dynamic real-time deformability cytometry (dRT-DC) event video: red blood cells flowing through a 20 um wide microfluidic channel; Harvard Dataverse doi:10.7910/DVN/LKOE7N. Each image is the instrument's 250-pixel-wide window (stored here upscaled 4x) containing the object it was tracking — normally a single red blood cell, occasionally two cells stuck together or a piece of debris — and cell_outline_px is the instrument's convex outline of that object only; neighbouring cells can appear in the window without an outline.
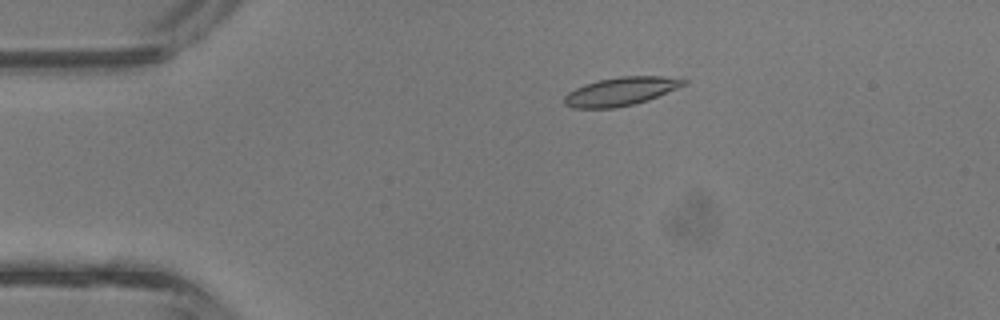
{"species": "common noctule bat (a hibernating species)", "species_latin": "Nyctalus noctula", "temperature_condition": "room temperature", "stored_images_in_passage": 35, "camera_frame_rate_fps": 3000, "um_per_image_px": 0.085, "animal": {"sex": "male", "body_mass_g": 13.3}, "frame": {"image": 1, "passage_image": 1, "time_ms": 0.0, "image_size_px": [1000, 320], "cell_outline_px": [[688, 84], [648, 100], [616, 108], [572, 108], [564, 104], [564, 96], [568, 92], [584, 84], [600, 80], [620, 76], [664, 76], [688, 80]], "centroid_in_image_um": [52.78, 7.77], "position_along_channel_um": 32.2, "area_um2": 19.77}}
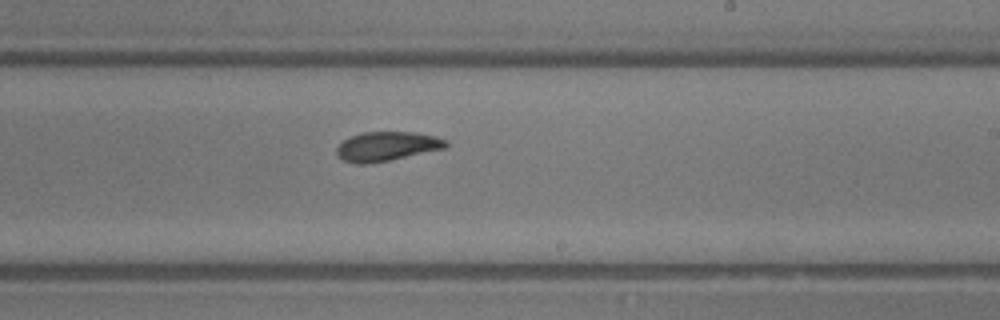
{"frame": {"image": 2, "passage_image": 18, "time_ms": 5.667, "image_size_px": [1000, 320], "cell_outline_px": [[448, 144], [444, 148], [388, 160], [368, 164], [356, 164], [344, 160], [336, 152], [336, 148], [344, 140], [352, 136], [364, 132], [412, 132], [436, 136], [448, 140]], "centroid_in_image_um": [32.89, 12.43], "position_along_channel_um": 256.1, "area_um2": 18.32}}
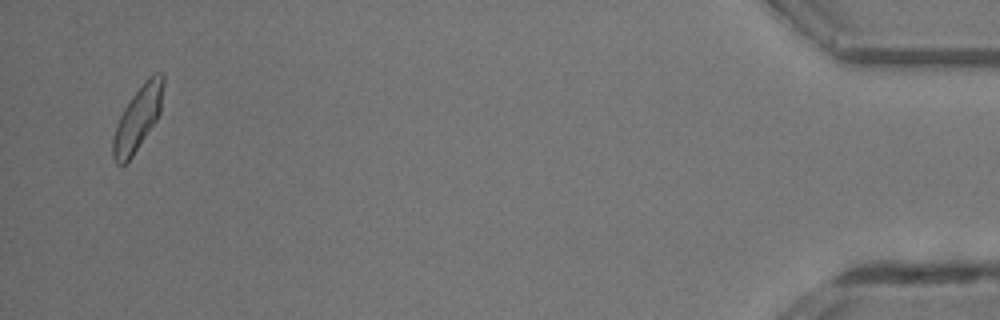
{"frame": {"image": 3, "passage_image": 34, "time_ms": 11.0, "image_size_px": [1000, 320], "cell_outline_px": [[164, 84], [160, 112], [156, 120], [132, 156], [124, 164], [116, 164], [112, 156], [112, 136], [116, 124], [124, 108], [132, 96], [144, 80], [152, 72], [164, 72]], "centroid_in_image_um": [11.71, 10.01], "position_along_channel_um": 423.5, "area_um2": 18.84}, "authors_computed_cell_mechanics": {"area_um2": 18.8428, "velocity_mm_per_s": 4.7956, "shape_relaxation_time_tau1_ms": 2.3876, "shape_relaxation_time_tau2_ms": 1.681, "deformation_change_tau1": 0.1192, "deformation_change_tau2": 0.0762}}